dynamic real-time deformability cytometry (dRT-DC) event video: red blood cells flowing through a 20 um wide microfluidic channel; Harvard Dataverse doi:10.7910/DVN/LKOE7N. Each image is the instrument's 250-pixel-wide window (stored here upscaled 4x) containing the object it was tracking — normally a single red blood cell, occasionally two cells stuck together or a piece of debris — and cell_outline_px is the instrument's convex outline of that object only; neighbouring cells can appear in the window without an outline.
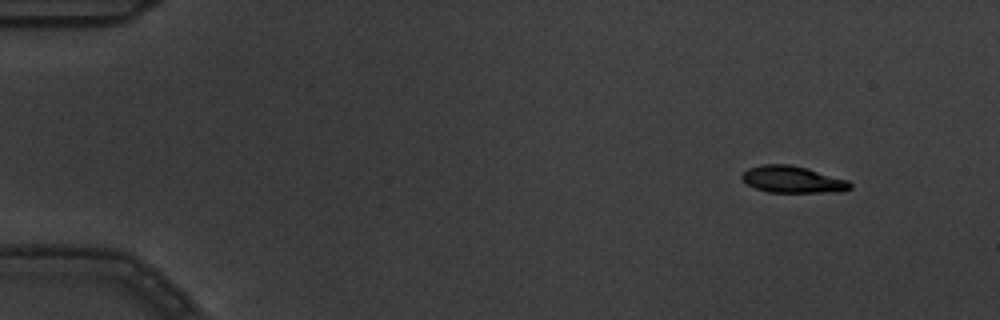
{"species": "common noctule bat (a hibernating species)", "species_latin": "Nyctalus noctula", "temperature_condition": "warm", "stored_images_in_passage": 4, "camera_frame_rate_fps": 3000, "um_per_image_px": 0.085, "animal": {"sex": "male", "body_mass_g": 19.5, "forearm_length_mm": 54.6}, "frame": {"image": 1, "passage_image": 1, "time_ms": 0.0, "image_size_px": [1000, 320], "cell_outline_px": [[852, 188], [844, 192], [768, 192], [756, 188], [748, 184], [740, 176], [748, 168], [764, 164], [788, 164], [808, 168], [848, 180], [852, 184]], "centroid_in_image_um": [67.42, 15.26], "position_along_channel_um": 17.6, "area_um2": 16.94}}